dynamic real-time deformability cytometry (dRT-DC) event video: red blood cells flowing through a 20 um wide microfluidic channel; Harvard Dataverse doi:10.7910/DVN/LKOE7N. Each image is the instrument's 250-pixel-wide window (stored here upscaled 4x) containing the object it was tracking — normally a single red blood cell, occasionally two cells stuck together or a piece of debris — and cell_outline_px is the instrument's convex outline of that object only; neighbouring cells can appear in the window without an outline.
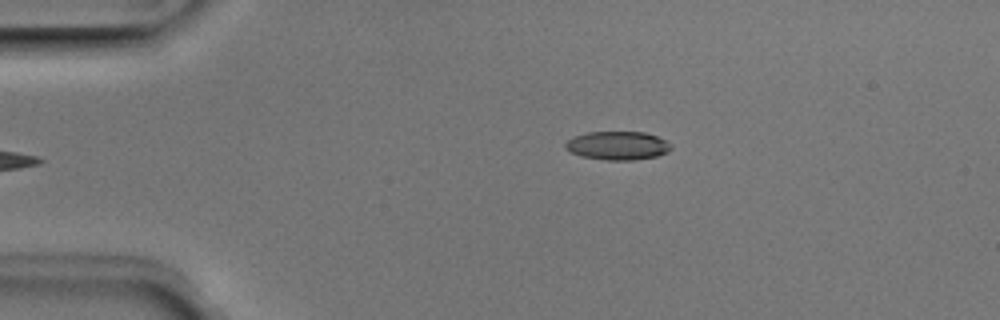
{"species": "Egyptian fruit bat (a non-hibernating species)", "species_latin": "Rousettus aegyptiacus", "temperature_condition": "room temperature", "stored_images_in_passage": 5, "camera_frame_rate_fps": 3000, "um_per_image_px": 0.085, "animal": {"sex": "male"}, "frame": {"image": 1, "passage_image": 5, "time_ms": 1.333, "image_size_px": [1000, 320], "cell_outline_px": [[672, 148], [668, 152], [656, 156], [632, 160], [608, 160], [580, 156], [564, 148], [564, 144], [572, 136], [588, 132], [644, 132], [656, 136], [672, 144]], "centroid_in_image_um": [52.48, 12.37], "position_along_channel_um": 32.5, "area_um2": 17.57}}